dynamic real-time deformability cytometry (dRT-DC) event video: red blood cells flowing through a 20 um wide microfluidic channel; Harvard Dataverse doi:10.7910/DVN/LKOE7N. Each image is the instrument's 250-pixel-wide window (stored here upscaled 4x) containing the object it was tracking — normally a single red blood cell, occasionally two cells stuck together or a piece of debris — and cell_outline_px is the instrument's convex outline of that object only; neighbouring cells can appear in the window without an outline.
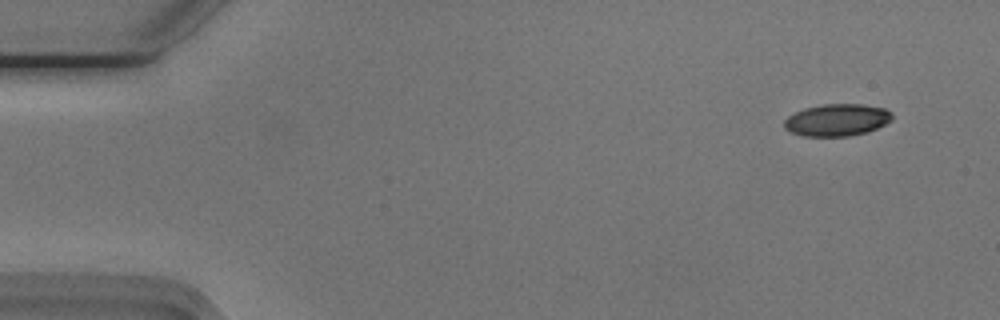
{"species": "Egyptian fruit bat (a non-hibernating species)", "species_latin": "Rousettus aegyptiacus", "temperature_condition": "cold", "stored_images_in_passage": 51, "camera_frame_rate_fps": 3000, "um_per_image_px": 0.085, "animal": {"sex": "male"}, "frame": {"image": 1, "passage_image": 1, "time_ms": 0.0, "image_size_px": [1000, 320], "cell_outline_px": [[892, 120], [868, 132], [848, 136], [804, 136], [792, 132], [784, 128], [784, 120], [788, 116], [804, 108], [824, 104], [860, 104], [884, 108], [892, 112]], "centroid_in_image_um": [71.14, 10.2], "position_along_channel_um": 13.9, "area_um2": 20.11}}
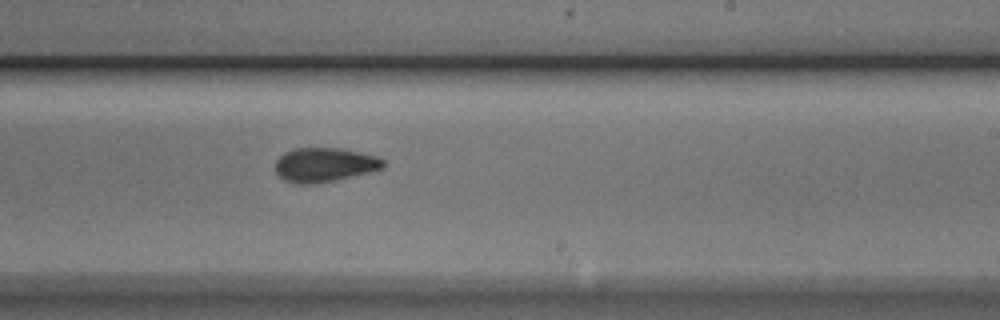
{"frame": {"image": 2, "passage_image": 30, "time_ms": 9.667, "image_size_px": [1000, 320], "cell_outline_px": [[384, 168], [336, 180], [312, 184], [292, 184], [284, 180], [276, 172], [276, 160], [284, 152], [292, 148], [340, 148], [376, 156], [384, 160]], "centroid_in_image_um": [27.55, 14.01], "position_along_channel_um": 261.5, "area_um2": 21.5}}
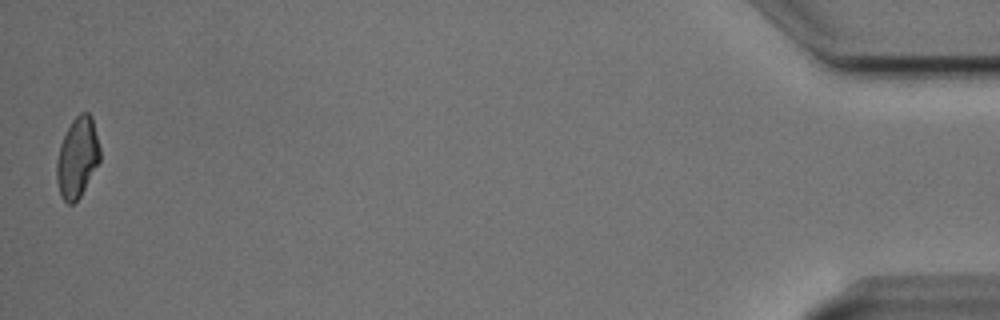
{"frame": {"image": 3, "passage_image": 51, "time_ms": 16.667, "image_size_px": [1000, 320], "cell_outline_px": [[100, 160], [80, 196], [72, 204], [68, 204], [60, 196], [56, 180], [56, 164], [60, 144], [72, 120], [80, 112], [88, 112], [92, 116], [100, 148]], "centroid_in_image_um": [6.57, 13.38], "position_along_channel_um": 428.6, "area_um2": 20.17}, "authors_computed_cell_mechanics": {"area_um2": 21.1548, "velocity_mm_per_s": 3.7573, "shape_relaxation_time_tau1_ms": 9.8319, "shape_relaxation_time_tau2_ms": 2.3679, "deformation_change_tau1": 0.1943, "deformation_change_tau2": 0.0794}}